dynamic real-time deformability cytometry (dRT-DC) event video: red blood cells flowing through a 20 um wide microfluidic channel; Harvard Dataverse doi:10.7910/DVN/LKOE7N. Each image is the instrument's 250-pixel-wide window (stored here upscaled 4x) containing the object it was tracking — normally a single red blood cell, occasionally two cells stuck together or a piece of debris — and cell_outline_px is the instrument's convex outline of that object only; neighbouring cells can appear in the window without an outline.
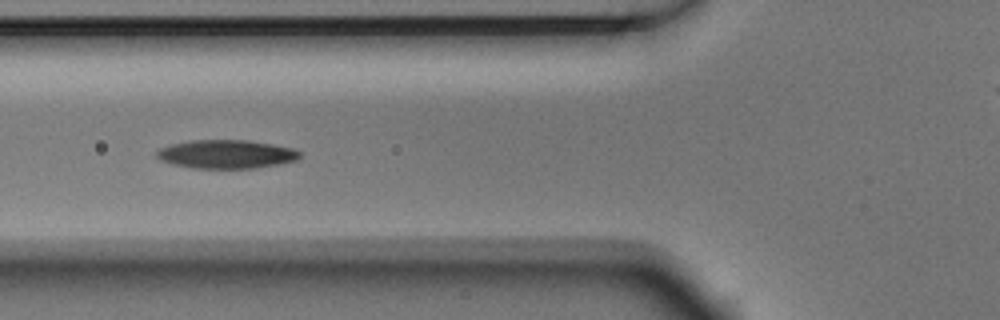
{"species": "Egyptian fruit bat (a non-hibernating species)", "species_latin": "Rousettus aegyptiacus", "temperature_condition": "room temperature", "stored_images_in_passage": 14, "camera_frame_rate_fps": 3000, "um_per_image_px": 0.085, "animal": {"sex": "male"}, "frame": {"image": 1, "passage_image": 4, "time_ms": 1.0, "image_size_px": [1000, 320], "cell_outline_px": [[300, 156], [296, 160], [280, 164], [256, 168], [192, 168], [172, 164], [160, 160], [156, 156], [156, 152], [160, 148], [172, 144], [192, 140], [248, 140], [272, 144], [292, 148], [300, 152]], "centroid_in_image_um": [19.23, 13.11], "position_along_channel_um": 106.6, "area_um2": 23.81}}
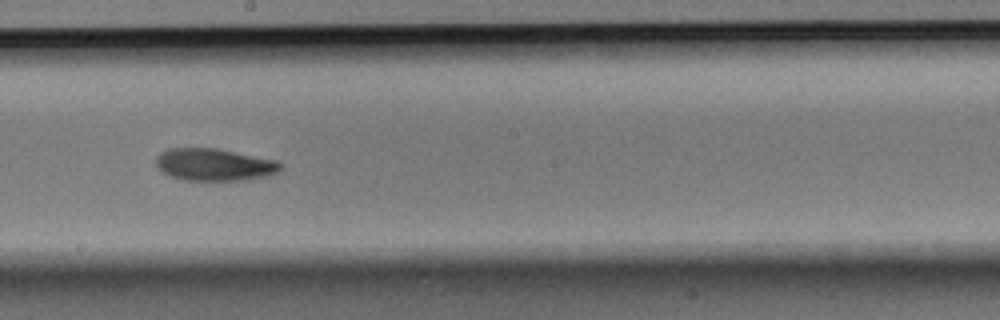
{"frame": {"image": 2, "passage_image": 7, "time_ms": 2.0, "image_size_px": [1000, 320], "cell_outline_px": [[284, 164], [276, 172], [268, 176], [248, 180], [180, 180], [168, 176], [156, 164], [156, 156], [160, 152], [168, 148], [216, 148], [276, 160]], "centroid_in_image_um": [18.2, 14.0], "position_along_channel_um": 230.0, "area_um2": 23.52}}
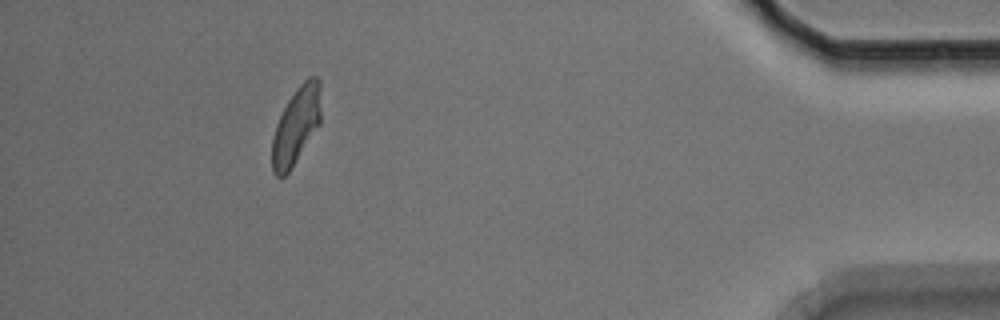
{"frame": {"image": 3, "passage_image": 13, "time_ms": 4.0, "image_size_px": [1000, 320], "cell_outline_px": [[320, 124], [288, 172], [284, 176], [276, 176], [272, 172], [272, 140], [276, 124], [288, 100], [300, 84], [308, 76], [316, 76], [320, 80]], "centroid_in_image_um": [25.17, 10.66], "position_along_channel_um": 410.0, "area_um2": 21.68}}